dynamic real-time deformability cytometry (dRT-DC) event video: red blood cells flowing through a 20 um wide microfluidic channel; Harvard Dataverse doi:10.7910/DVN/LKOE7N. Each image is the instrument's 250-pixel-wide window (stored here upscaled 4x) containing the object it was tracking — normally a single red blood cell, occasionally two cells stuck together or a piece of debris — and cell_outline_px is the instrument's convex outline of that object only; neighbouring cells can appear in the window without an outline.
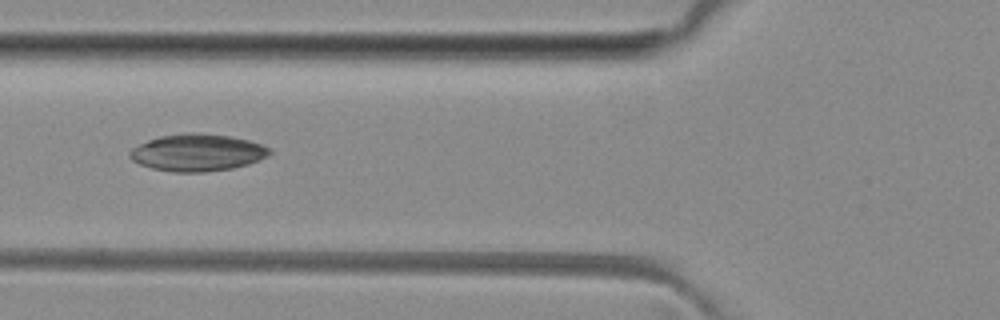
{"species": "common noctule bat (a hibernating species)", "species_latin": "Nyctalus noctula", "temperature_condition": "room temperature", "stored_images_in_passage": 4, "camera_frame_rate_fps": 3000, "um_per_image_px": 0.085, "animal": {"sex": "female", "body_mass_g": 29.2, "forearm_length_mm": 56.3}, "frame": {"image": 1, "passage_image": 4, "time_ms": 4.333, "image_size_px": [1000, 320], "cell_outline_px": [[272, 152], [260, 160], [248, 164], [232, 168], [204, 172], [172, 172], [152, 168], [140, 164], [132, 160], [128, 156], [128, 152], [132, 148], [148, 140], [160, 136], [180, 132], [200, 132], [232, 136], [248, 140], [260, 144], [268, 148]], "centroid_in_image_um": [16.75, 12.95], "position_along_channel_um": 109.1, "area_um2": 30.4}}